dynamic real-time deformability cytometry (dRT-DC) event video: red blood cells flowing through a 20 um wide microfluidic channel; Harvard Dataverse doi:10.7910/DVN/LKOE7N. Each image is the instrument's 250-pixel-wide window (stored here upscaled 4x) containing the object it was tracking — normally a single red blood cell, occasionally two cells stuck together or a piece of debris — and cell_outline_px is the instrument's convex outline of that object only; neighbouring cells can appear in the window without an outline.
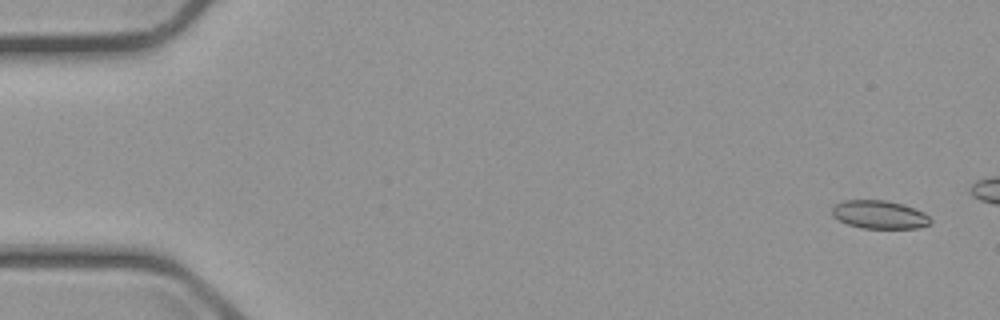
{"species": "common noctule bat (a hibernating species)", "species_latin": "Nyctalus noctula", "temperature_condition": "cold", "stored_images_in_passage": 5, "camera_frame_rate_fps": 3000, "um_per_image_px": 0.085, "animal": {"sex": "male", "body_mass_g": 23.1, "forearm_length_mm": 52.7}, "frame": {"image": 1, "passage_image": 1, "time_ms": 0.0, "image_size_px": [1000, 320], "cell_outline_px": [[932, 224], [916, 228], [860, 228], [848, 224], [832, 216], [832, 208], [836, 204], [844, 200], [884, 200], [904, 204], [924, 212], [932, 220]], "centroid_in_image_um": [74.77, 18.24], "position_along_channel_um": 10.2, "area_um2": 16.24}}